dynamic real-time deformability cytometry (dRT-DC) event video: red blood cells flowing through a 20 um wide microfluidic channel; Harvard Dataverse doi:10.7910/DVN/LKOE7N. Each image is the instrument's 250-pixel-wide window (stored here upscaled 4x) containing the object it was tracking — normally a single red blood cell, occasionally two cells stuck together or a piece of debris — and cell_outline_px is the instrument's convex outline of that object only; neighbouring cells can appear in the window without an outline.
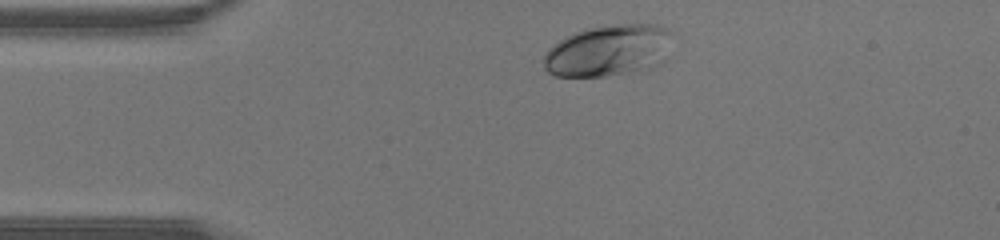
{"species": "human", "species_latin": "Homo sapiens", "temperature_condition": "warm", "stored_images_in_passage": 31, "camera_frame_rate_fps": 3000, "um_per_image_px": 0.085, "donor": {"sex": "male"}, "frame": {"image": 1, "passage_image": 2, "time_ms": 0.333, "image_size_px": [1000, 240], "cell_outline_px": [[668, 32], [652, 64], [648, 68], [604, 76], [556, 76], [548, 72], [544, 68], [544, 56], [548, 48], [560, 40], [584, 28], [616, 24], [656, 24], [668, 28]], "centroid_in_image_um": [51.48, 4.28], "position_along_channel_um": 33.5, "area_um2": 36.59}}
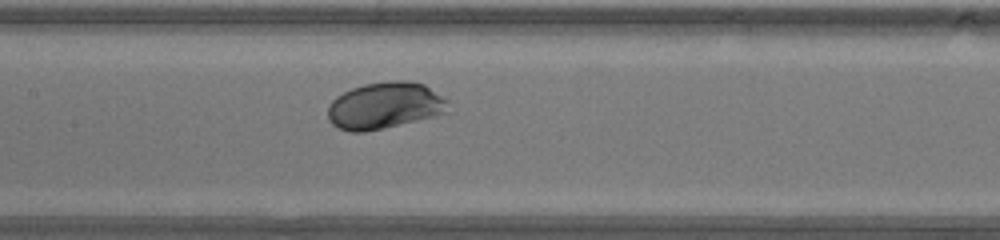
{"frame": {"image": 2, "passage_image": 14, "time_ms": 4.333, "image_size_px": [1000, 240], "cell_outline_px": [[448, 112], [436, 116], [364, 132], [352, 132], [340, 128], [332, 124], [328, 120], [328, 104], [336, 96], [352, 88], [364, 84], [388, 80], [408, 80], [424, 84], [448, 100]], "centroid_in_image_um": [32.71, 8.96], "position_along_channel_um": 174.7, "area_um2": 32.83}}
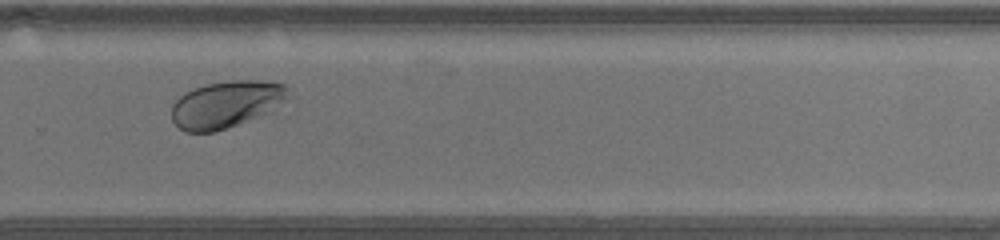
{"frame": {"image": 3, "passage_image": 23, "time_ms": 7.333, "image_size_px": [1000, 240], "cell_outline_px": [[284, 100], [268, 112], [236, 124], [212, 132], [184, 132], [172, 120], [172, 104], [180, 96], [204, 84], [232, 80], [260, 80], [284, 84]], "centroid_in_image_um": [19.14, 8.86], "position_along_channel_um": 310.7, "area_um2": 30.98}}